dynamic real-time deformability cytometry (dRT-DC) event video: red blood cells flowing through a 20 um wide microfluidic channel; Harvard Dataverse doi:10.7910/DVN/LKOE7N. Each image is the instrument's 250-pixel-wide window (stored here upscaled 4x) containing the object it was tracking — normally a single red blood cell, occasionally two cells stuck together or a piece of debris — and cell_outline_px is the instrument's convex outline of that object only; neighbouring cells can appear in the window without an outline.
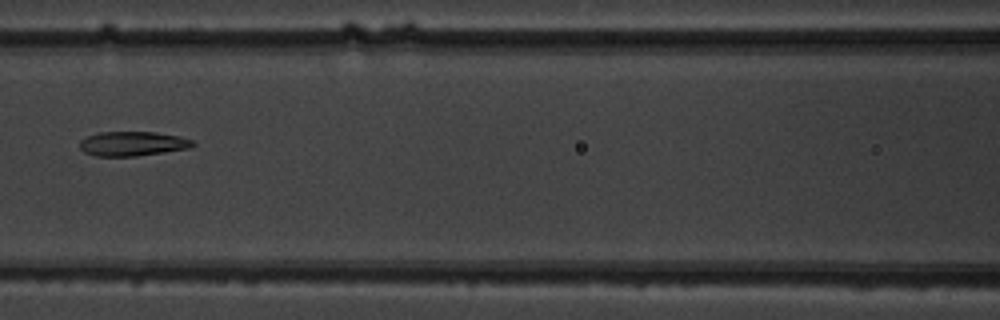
{"species": "common noctule bat (a hibernating species)", "species_latin": "Nyctalus noctula", "temperature_condition": "warm", "stored_images_in_passage": 11, "camera_frame_rate_fps": 3000, "um_per_image_px": 0.085, "animal": {"sex": "male", "body_mass_g": 19.5, "forearm_length_mm": 54.6}, "frame": {"image": 1, "passage_image": 7, "time_ms": 8.0, "image_size_px": [1000, 320], "cell_outline_px": [[196, 144], [188, 148], [164, 152], [136, 156], [96, 156], [84, 152], [80, 148], [80, 140], [88, 136], [100, 132], [156, 132], [180, 136], [192, 140]], "centroid_in_image_um": [11.27, 12.21], "position_along_channel_um": 155.3, "area_um2": 16.07}}
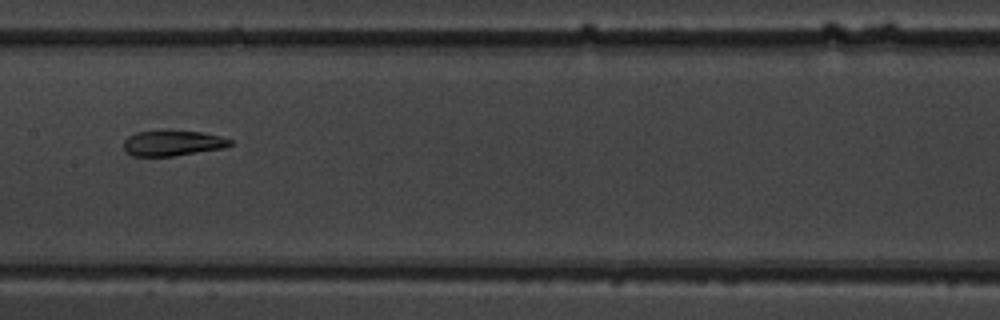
{"frame": {"image": 2, "passage_image": 8, "time_ms": 9.0, "image_size_px": [1000, 320], "cell_outline_px": [[232, 144], [224, 148], [172, 156], [132, 156], [124, 152], [124, 140], [128, 136], [136, 132], [164, 128], [200, 132], [220, 136], [232, 140]], "centroid_in_image_um": [14.62, 12.13], "position_along_channel_um": 192.8, "area_um2": 16.36}}
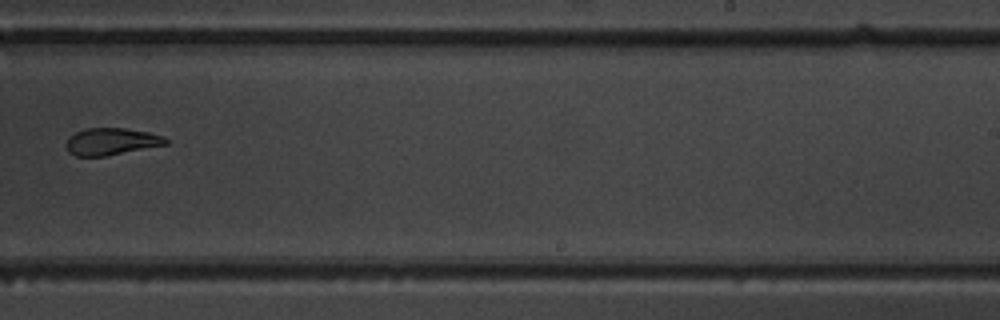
{"frame": {"image": 3, "passage_image": 10, "time_ms": 11.333, "image_size_px": [1000, 320], "cell_outline_px": [[168, 144], [104, 156], [76, 156], [68, 152], [68, 136], [84, 128], [124, 128], [148, 132], [164, 136], [168, 140]], "centroid_in_image_um": [9.47, 12.02], "position_along_channel_um": 279.5, "area_um2": 15.55}}